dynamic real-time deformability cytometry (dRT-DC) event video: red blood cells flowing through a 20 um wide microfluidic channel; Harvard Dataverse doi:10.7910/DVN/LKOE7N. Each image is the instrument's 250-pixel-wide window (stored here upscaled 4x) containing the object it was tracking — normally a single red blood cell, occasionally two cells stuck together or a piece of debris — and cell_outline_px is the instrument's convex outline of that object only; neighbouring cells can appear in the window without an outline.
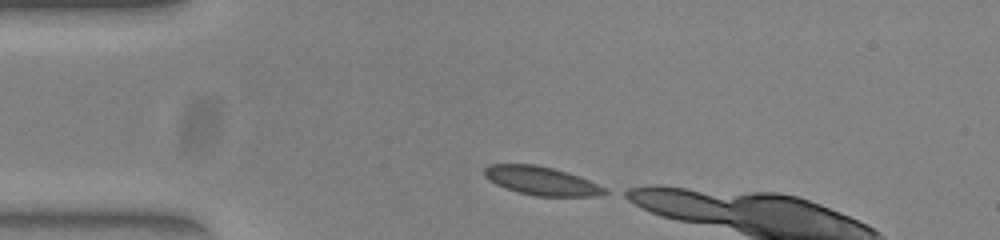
{"species": "common noctule bat (a hibernating species)", "species_latin": "Nyctalus noctula", "temperature_condition": "warm", "stored_images_in_passage": 5, "camera_frame_rate_fps": 3000, "um_per_image_px": 0.085, "animal": {"sex": "female", "body_mass_g": 23.0, "forearm_length_mm": 53.4}, "frame": {"image": 1, "passage_image": 1, "time_ms": 0.0, "image_size_px": [1000, 240], "cell_outline_px": [[608, 192], [596, 196], [536, 196], [520, 192], [496, 184], [488, 180], [484, 176], [484, 168], [488, 164], [536, 164], [568, 172], [588, 180], [604, 188]], "centroid_in_image_um": [45.98, 15.36], "position_along_channel_um": 39.0, "area_um2": 19.77}}